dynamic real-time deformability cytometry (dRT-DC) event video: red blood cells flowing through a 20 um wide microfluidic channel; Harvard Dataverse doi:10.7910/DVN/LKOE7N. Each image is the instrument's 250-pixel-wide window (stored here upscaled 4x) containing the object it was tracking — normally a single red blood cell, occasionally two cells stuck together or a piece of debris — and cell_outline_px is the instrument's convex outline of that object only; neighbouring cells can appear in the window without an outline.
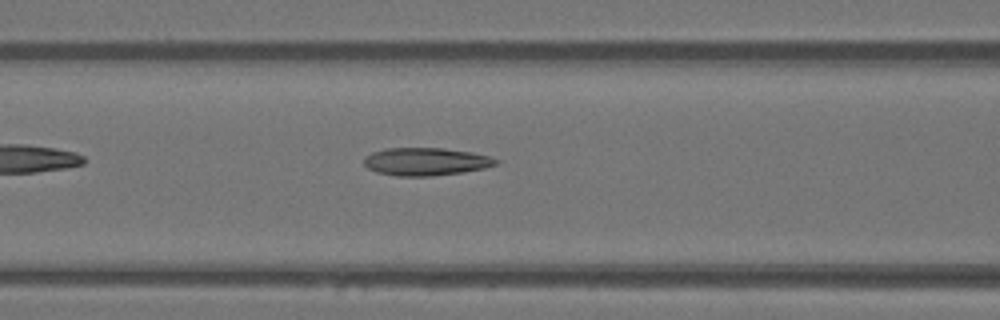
{"species": "Egyptian fruit bat (a non-hibernating species)", "species_latin": "Rousettus aegyptiacus", "temperature_condition": "warm", "stored_images_in_passage": 39, "camera_frame_rate_fps": 3000, "um_per_image_px": 0.085, "animal": {"sex": "female"}, "frame": {"image": 1, "passage_image": 10, "time_ms": 3.0, "image_size_px": [1000, 320], "cell_outline_px": [[500, 160], [496, 164], [484, 168], [464, 172], [432, 176], [396, 176], [376, 172], [368, 168], [364, 164], [364, 160], [372, 152], [384, 148], [444, 148], [472, 152], [492, 156]], "centroid_in_image_um": [36.23, 13.73], "position_along_channel_um": 130.4, "area_um2": 21.5}}
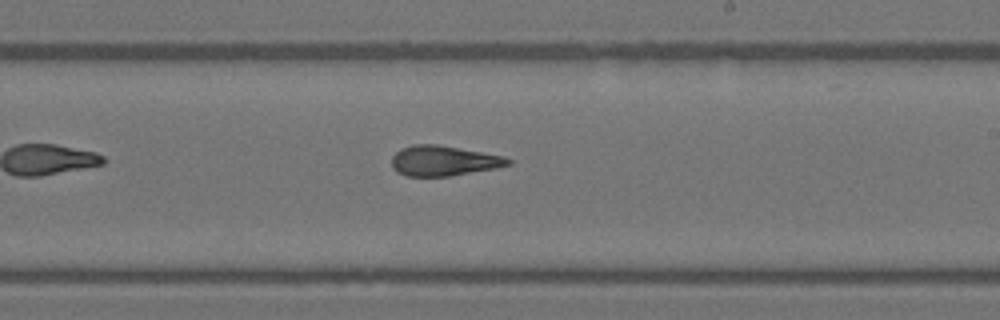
{"frame": {"image": 2, "passage_image": 19, "time_ms": 6.0, "image_size_px": [1000, 320], "cell_outline_px": [[512, 164], [496, 168], [448, 176], [404, 176], [396, 172], [392, 168], [392, 156], [400, 148], [412, 144], [436, 144], [504, 156], [512, 160]], "centroid_in_image_um": [37.67, 13.66], "position_along_channel_um": 251.3, "area_um2": 20.52}}
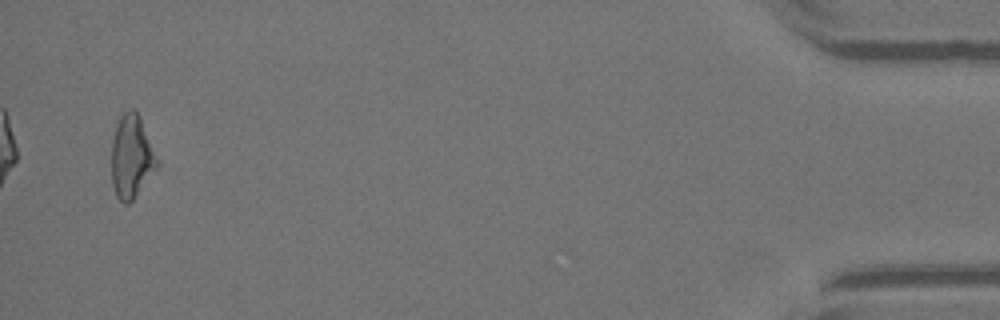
{"frame": {"image": 3, "passage_image": 38, "time_ms": 12.333, "image_size_px": [1000, 320], "cell_outline_px": [[156, 168], [132, 200], [128, 204], [124, 204], [116, 196], [112, 184], [112, 140], [116, 124], [120, 116], [124, 112], [132, 108], [140, 116], [156, 160]], "centroid_in_image_um": [11.12, 13.32], "position_along_channel_um": 424.1, "area_um2": 21.33}, "authors_computed_cell_mechanics": {"area_um2": 20.808, "velocity_mm_per_s": 4.0477, "shape_relaxation_time_tau1_ms": null, "shape_relaxation_time_tau2_ms": 2.4313, "deformation_change_tau1": null, "deformation_change_tau2": 0.1215}}